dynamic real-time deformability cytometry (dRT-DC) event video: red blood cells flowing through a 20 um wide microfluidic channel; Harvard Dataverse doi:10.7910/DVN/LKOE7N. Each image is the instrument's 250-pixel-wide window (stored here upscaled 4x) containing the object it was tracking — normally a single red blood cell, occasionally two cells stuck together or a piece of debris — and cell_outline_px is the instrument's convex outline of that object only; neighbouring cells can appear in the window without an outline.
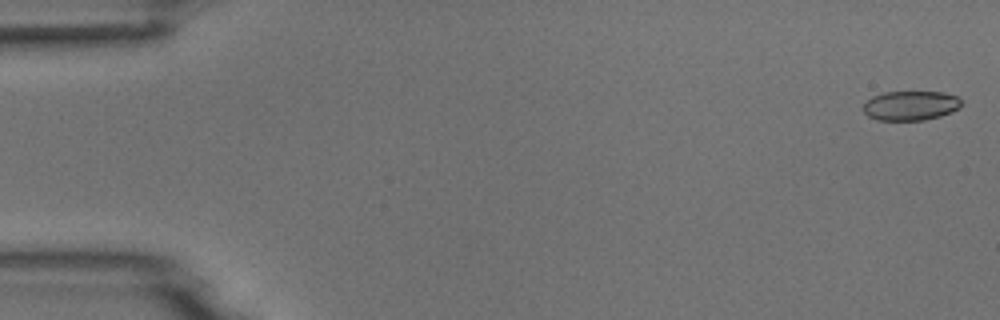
{"species": "common noctule bat (a hibernating species)", "species_latin": "Nyctalus noctula", "temperature_condition": "room temperature", "stored_images_in_passage": 54, "camera_frame_rate_fps": 3000, "um_per_image_px": 0.085, "animal": {"sex": "male", "body_mass_g": 18.8}, "frame": {"image": 1, "passage_image": 2, "time_ms": 0.333, "image_size_px": [1000, 320], "cell_outline_px": [[960, 108], [952, 112], [940, 116], [924, 120], [876, 120], [868, 116], [864, 112], [864, 104], [872, 96], [884, 92], [944, 92], [956, 96], [960, 100]], "centroid_in_image_um": [77.4, 8.98], "position_along_channel_um": 7.6, "area_um2": 16.82}}
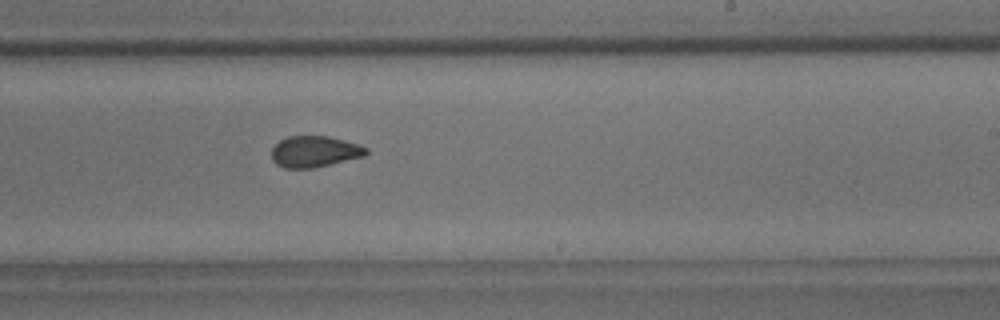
{"frame": {"image": 2, "passage_image": 33, "time_ms": 10.667, "image_size_px": [1000, 320], "cell_outline_px": [[368, 152], [364, 156], [312, 168], [284, 168], [276, 164], [272, 160], [272, 148], [280, 140], [288, 136], [328, 136], [344, 140], [368, 148]], "centroid_in_image_um": [26.71, 12.88], "position_along_channel_um": 262.3, "area_um2": 17.05}}
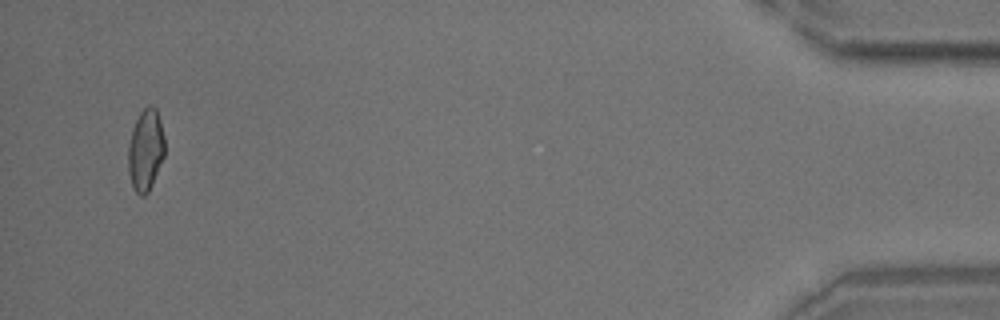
{"frame": {"image": 3, "passage_image": 52, "time_ms": 17.0, "image_size_px": [1000, 320], "cell_outline_px": [[164, 156], [152, 184], [148, 192], [144, 196], [140, 196], [132, 188], [128, 172], [128, 144], [132, 128], [140, 112], [148, 104], [152, 104], [156, 108], [160, 120], [164, 136]], "centroid_in_image_um": [12.36, 12.74], "position_along_channel_um": 422.8, "area_um2": 17.57}}